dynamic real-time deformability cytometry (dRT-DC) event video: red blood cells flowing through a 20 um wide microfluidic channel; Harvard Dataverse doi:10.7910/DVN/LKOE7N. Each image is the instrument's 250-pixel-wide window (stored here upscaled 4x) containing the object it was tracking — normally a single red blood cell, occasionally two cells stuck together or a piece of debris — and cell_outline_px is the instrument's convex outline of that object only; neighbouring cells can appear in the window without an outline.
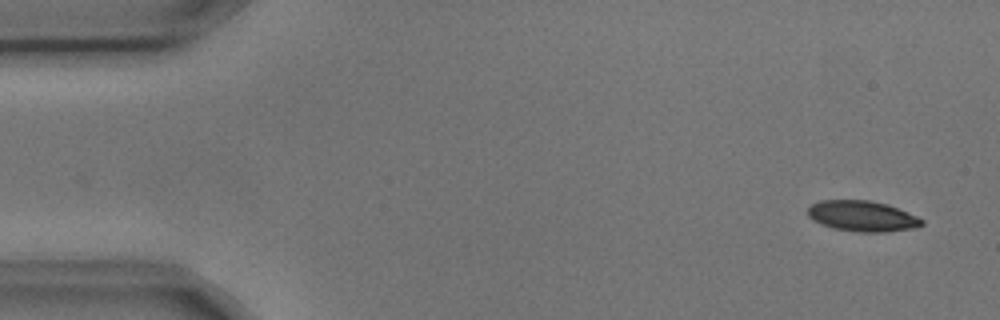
{"species": "common noctule bat (a hibernating species)", "species_latin": "Nyctalus noctula", "temperature_condition": "cold", "stored_images_in_passage": 6, "camera_frame_rate_fps": 3000, "um_per_image_px": 0.085, "animal": {"sex": "male", "body_mass_g": 17.9, "forearm_length_mm": 54.2}, "frame": {"image": 1, "passage_image": 1, "time_ms": 0.0, "image_size_px": [1000, 320], "cell_outline_px": [[924, 224], [916, 228], [884, 232], [860, 232], [832, 228], [820, 224], [812, 220], [808, 216], [808, 208], [812, 204], [820, 200], [872, 200], [888, 204], [916, 216], [924, 220]], "centroid_in_image_um": [73.29, 18.37], "position_along_channel_um": 11.7, "area_um2": 20.52}}
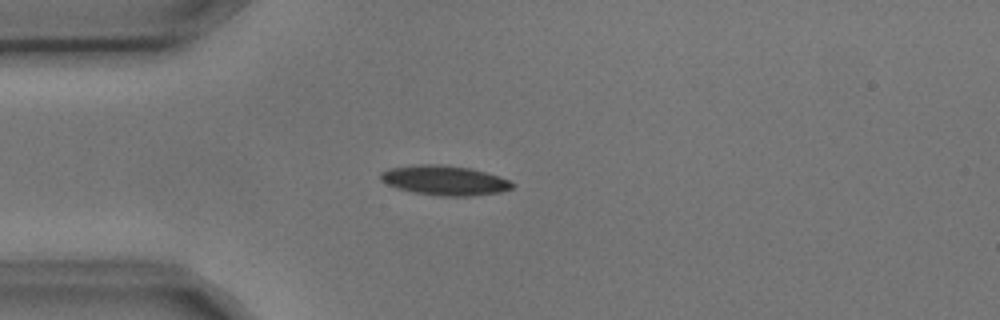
{"frame": {"image": 2, "passage_image": 4, "time_ms": 1.0, "image_size_px": [1000, 320], "cell_outline_px": [[516, 184], [512, 188], [500, 192], [472, 196], [440, 196], [412, 192], [388, 184], [380, 180], [380, 172], [388, 168], [420, 164], [440, 164], [468, 168], [484, 172], [508, 180]], "centroid_in_image_um": [37.77, 15.33], "position_along_channel_um": 47.2, "area_um2": 22.6}}